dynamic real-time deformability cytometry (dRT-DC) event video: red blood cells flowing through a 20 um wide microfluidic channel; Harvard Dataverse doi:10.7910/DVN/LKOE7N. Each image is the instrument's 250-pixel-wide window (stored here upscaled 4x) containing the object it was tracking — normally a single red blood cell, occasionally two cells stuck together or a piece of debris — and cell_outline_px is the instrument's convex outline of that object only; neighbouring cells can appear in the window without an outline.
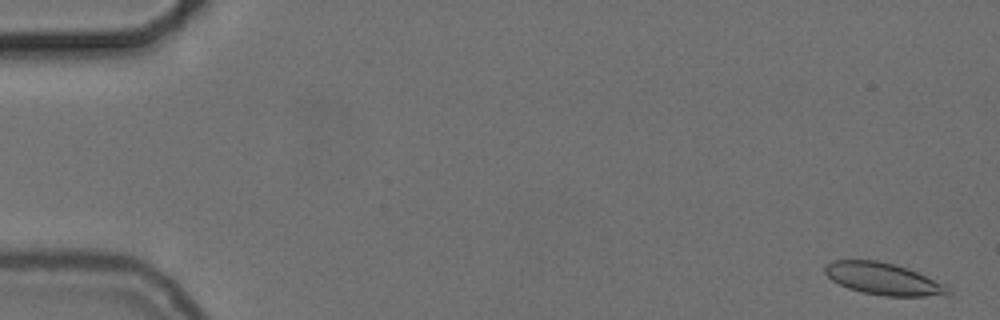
{"species": "common noctule bat (a hibernating species)", "species_latin": "Nyctalus noctula", "temperature_condition": "cold", "stored_images_in_passage": 26, "camera_frame_rate_fps": 3000, "um_per_image_px": 0.085, "animal": {"sex": "female", "body_mass_g": 24.6, "forearm_length_mm": 56.2}, "frame": {"image": 1, "passage_image": 2, "time_ms": 0.333, "image_size_px": [1000, 320], "cell_outline_px": [[952, 292], [944, 296], [884, 296], [864, 292], [848, 288], [832, 280], [824, 272], [824, 264], [832, 260], [876, 260], [892, 264], [916, 272], [944, 284]], "centroid_in_image_um": [75.05, 23.71], "position_along_channel_um": 10.0, "area_um2": 22.66}}
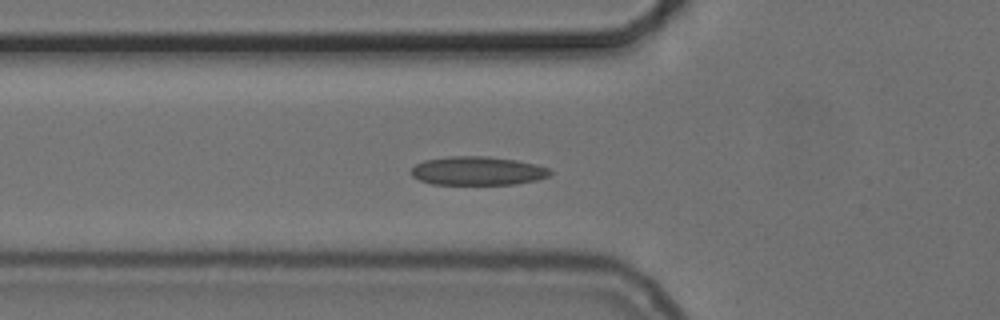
{"frame": {"image": 2, "passage_image": 20, "time_ms": 6.333, "image_size_px": [1000, 320], "cell_outline_px": [[552, 172], [548, 176], [536, 180], [512, 184], [432, 184], [420, 180], [412, 176], [408, 172], [416, 164], [424, 160], [448, 156], [488, 156], [516, 160], [536, 164], [548, 168]], "centroid_in_image_um": [40.56, 14.51], "position_along_channel_um": 85.2, "area_um2": 23.24}}
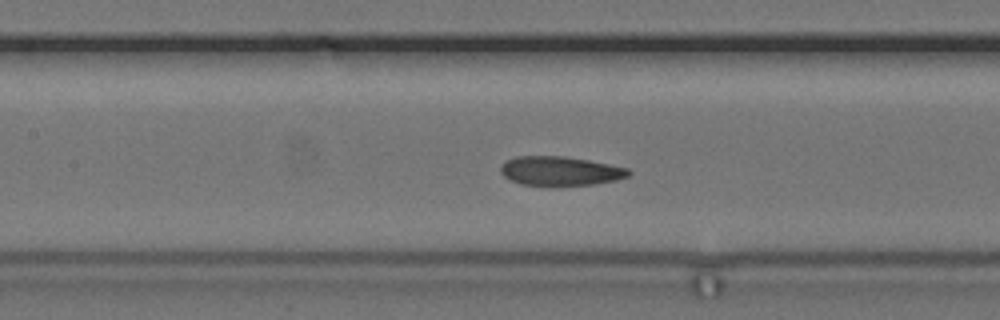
{"frame": {"image": 3, "passage_image": 26, "time_ms": 8.333, "image_size_px": [1000, 320], "cell_outline_px": [[632, 172], [628, 176], [616, 180], [592, 184], [520, 184], [504, 176], [500, 172], [500, 168], [504, 160], [516, 156], [564, 156], [588, 160], [628, 168]], "centroid_in_image_um": [47.6, 14.5], "position_along_channel_um": 159.8, "area_um2": 21.33}}